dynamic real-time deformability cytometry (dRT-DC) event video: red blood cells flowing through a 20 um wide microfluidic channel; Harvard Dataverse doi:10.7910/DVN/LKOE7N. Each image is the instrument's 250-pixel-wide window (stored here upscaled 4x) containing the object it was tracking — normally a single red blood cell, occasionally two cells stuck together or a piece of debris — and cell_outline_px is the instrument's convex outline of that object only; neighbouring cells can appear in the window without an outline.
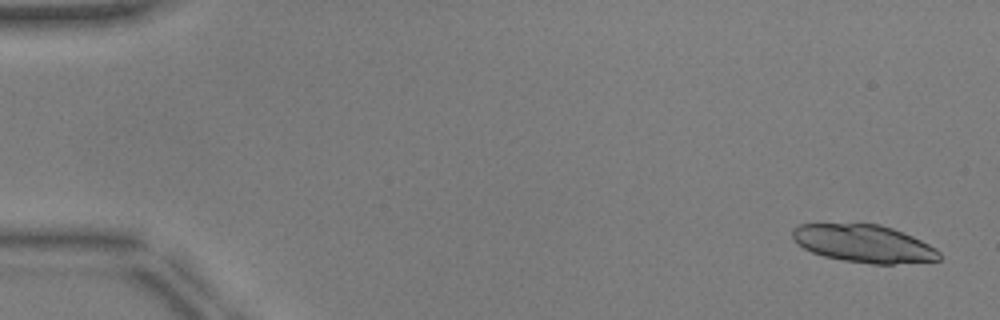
{"species": "common noctule bat (a hibernating species)", "species_latin": "Nyctalus noctula", "temperature_condition": "warm", "stored_images_in_passage": 51, "camera_frame_rate_fps": 3000, "um_per_image_px": 0.085, "animal": {"sex": "male", "body_mass_g": 17.9, "forearm_length_mm": 54.2}, "frame": {"image": 1, "passage_image": 2, "time_ms": 0.333, "image_size_px": [1000, 320], "cell_outline_px": [[940, 260], [892, 264], [872, 264], [844, 260], [824, 256], [812, 252], [804, 248], [792, 236], [792, 228], [800, 224], [880, 224], [892, 228], [912, 236], [936, 248], [940, 252]], "centroid_in_image_um": [73.44, 20.7], "position_along_channel_um": 11.6, "area_um2": 31.91}}